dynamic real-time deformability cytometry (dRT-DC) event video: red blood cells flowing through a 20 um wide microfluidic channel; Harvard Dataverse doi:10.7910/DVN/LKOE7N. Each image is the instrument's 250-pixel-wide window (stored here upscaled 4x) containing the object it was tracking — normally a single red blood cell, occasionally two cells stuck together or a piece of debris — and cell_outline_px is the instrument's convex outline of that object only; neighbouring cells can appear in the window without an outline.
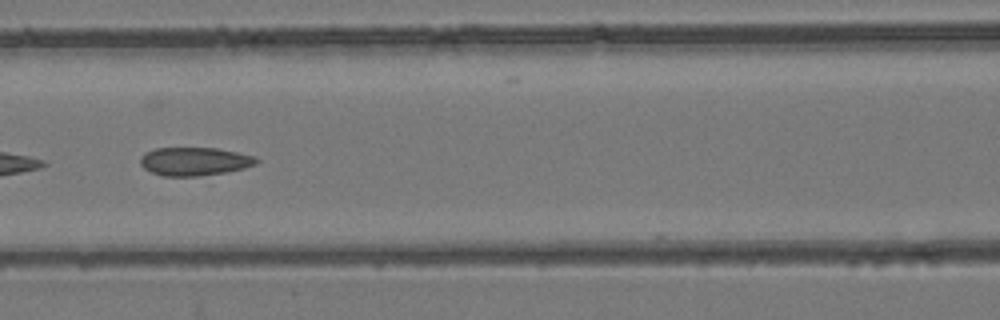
{"species": "common noctule bat (a hibernating species)", "species_latin": "Nyctalus noctula", "temperature_condition": "room temperature", "stored_images_in_passage": 6, "camera_frame_rate_fps": 3000, "um_per_image_px": 0.085, "animal": {"sex": "female", "body_mass_g": 24.6, "forearm_length_mm": 56.2}, "frame": {"image": 1, "passage_image": 3, "time_ms": 0.667, "image_size_px": [1000, 320], "cell_outline_px": [[260, 160], [256, 164], [244, 168], [224, 172], [200, 176], [164, 176], [152, 172], [144, 168], [140, 164], [140, 156], [144, 152], [156, 148], [216, 148], [256, 156]], "centroid_in_image_um": [16.52, 13.71], "position_along_channel_um": 150.1, "area_um2": 19.19}}
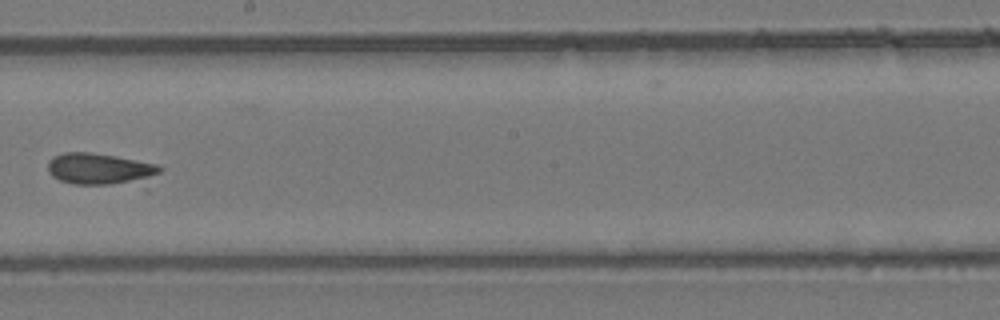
{"frame": {"image": 2, "passage_image": 5, "time_ms": 1.333, "image_size_px": [1000, 320], "cell_outline_px": [[164, 168], [160, 172], [148, 176], [108, 184], [72, 184], [60, 180], [52, 176], [48, 172], [48, 160], [52, 156], [64, 152], [88, 152], [116, 156], [156, 164]], "centroid_in_image_um": [8.32, 14.31], "position_along_channel_um": 239.9, "area_um2": 19.71}}
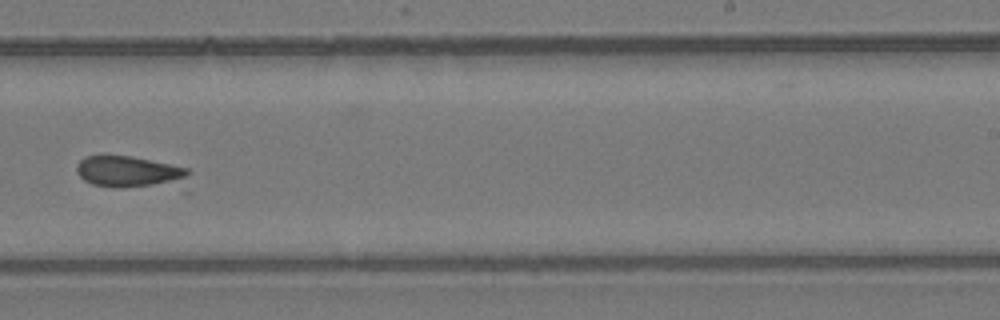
{"frame": {"image": 3, "passage_image": 6, "time_ms": 1.667, "image_size_px": [1000, 320], "cell_outline_px": [[192, 192], [184, 192], [116, 188], [92, 184], [84, 180], [76, 172], [76, 164], [84, 156], [132, 156], [188, 168], [192, 172]], "centroid_in_image_um": [11.42, 14.77], "position_along_channel_um": 277.6, "area_um2": 23.58}}